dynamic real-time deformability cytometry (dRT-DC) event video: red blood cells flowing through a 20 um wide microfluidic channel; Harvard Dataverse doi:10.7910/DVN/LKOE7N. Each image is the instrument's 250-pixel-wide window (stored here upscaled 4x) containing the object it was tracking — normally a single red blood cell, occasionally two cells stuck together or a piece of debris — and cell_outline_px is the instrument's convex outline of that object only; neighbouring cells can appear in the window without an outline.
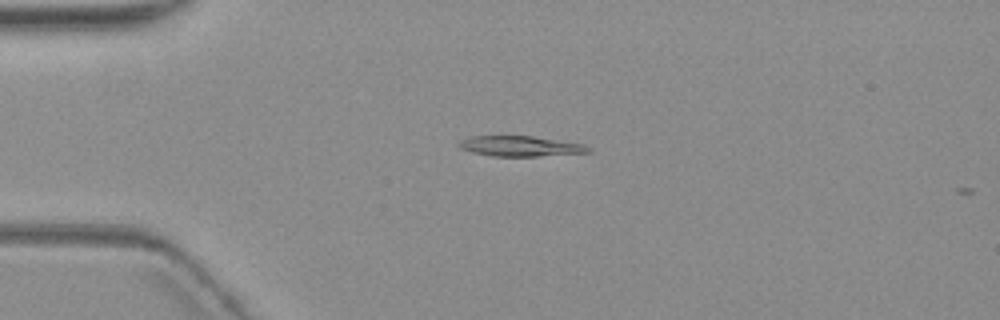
{"species": "common noctule bat (a hibernating species)", "species_latin": "Nyctalus noctula", "temperature_condition": "warm", "stored_images_in_passage": 5, "camera_frame_rate_fps": 3000, "um_per_image_px": 0.085, "animal": {"sex": "female", "body_mass_g": 19.3, "forearm_length_mm": 54.1}, "frame": {"image": 1, "passage_image": 4, "time_ms": 3.667, "image_size_px": [1000, 320], "cell_outline_px": [[592, 152], [536, 156], [492, 156], [472, 152], [460, 148], [456, 144], [460, 140], [472, 136], [532, 136], [584, 144], [592, 148]], "centroid_in_image_um": [44.23, 12.42], "position_along_channel_um": 40.8, "area_um2": 15.32}}